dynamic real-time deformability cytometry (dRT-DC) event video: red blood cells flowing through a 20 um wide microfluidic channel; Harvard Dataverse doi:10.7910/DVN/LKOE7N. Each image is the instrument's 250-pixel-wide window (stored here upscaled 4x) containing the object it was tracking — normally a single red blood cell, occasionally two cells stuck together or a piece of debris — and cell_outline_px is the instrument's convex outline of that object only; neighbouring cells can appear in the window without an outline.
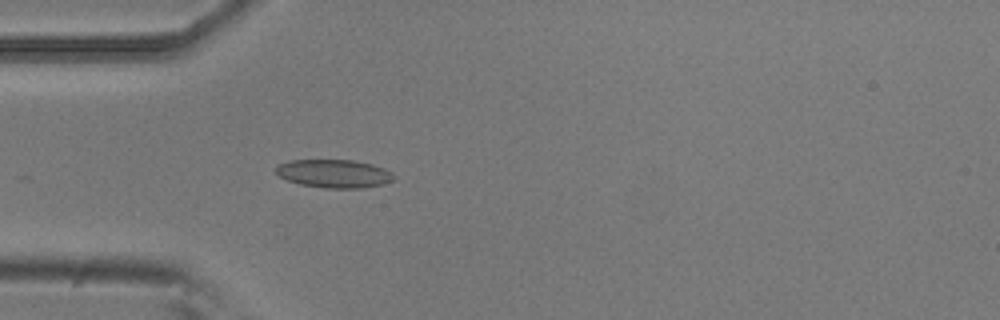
{"species": "common noctule bat (a hibernating species)", "species_latin": "Nyctalus noctula", "temperature_condition": "room temperature", "stored_images_in_passage": 20, "camera_frame_rate_fps": 3000, "um_per_image_px": 0.085, "animal": {"sex": "male", "body_mass_g": 20.5, "forearm_length_mm": 52.5}, "frame": {"image": 1, "passage_image": 7, "time_ms": 2.0, "image_size_px": [1000, 320], "cell_outline_px": [[396, 180], [384, 184], [360, 188], [324, 188], [300, 184], [288, 180], [280, 176], [276, 172], [276, 164], [288, 160], [352, 160], [372, 164], [384, 168], [392, 172], [396, 176]], "centroid_in_image_um": [28.42, 14.75], "position_along_channel_um": 56.6, "area_um2": 19.59}}
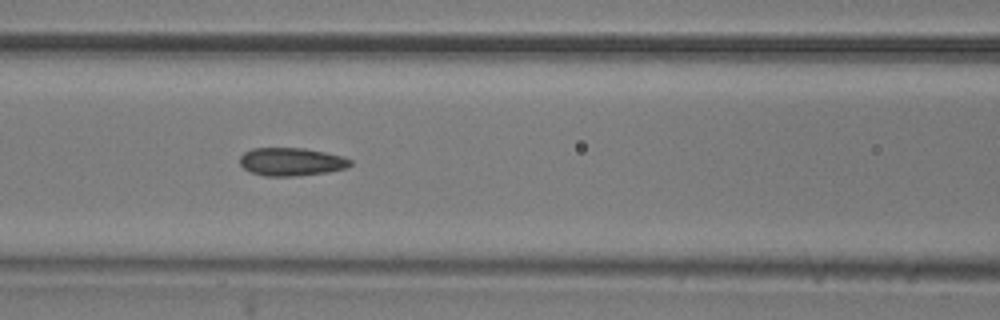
{"frame": {"image": 2, "passage_image": 14, "time_ms": 4.333, "image_size_px": [1000, 320], "cell_outline_px": [[352, 164], [348, 168], [328, 172], [296, 176], [264, 176], [252, 172], [244, 168], [240, 164], [240, 156], [244, 152], [252, 148], [304, 148], [344, 156], [352, 160]], "centroid_in_image_um": [24.79, 13.75], "position_along_channel_um": 141.8, "area_um2": 18.21}}
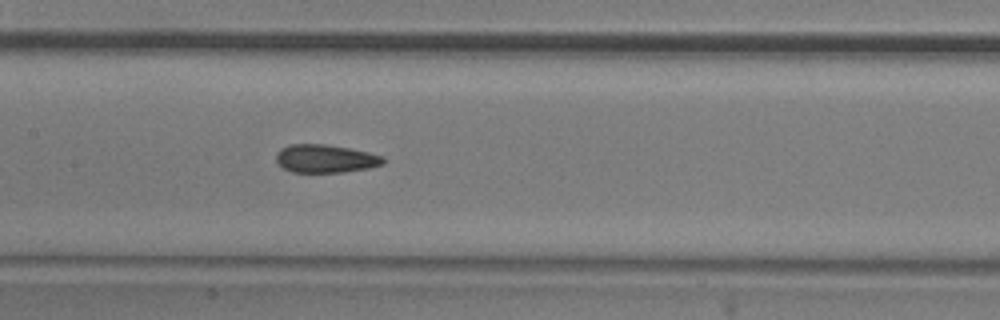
{"frame": {"image": 3, "passage_image": 17, "time_ms": 5.333, "image_size_px": [1000, 320], "cell_outline_px": [[384, 164], [368, 168], [344, 172], [292, 172], [284, 168], [276, 160], [276, 152], [280, 148], [292, 144], [324, 144], [348, 148], [368, 152], [384, 156]], "centroid_in_image_um": [27.66, 13.48], "position_along_channel_um": 179.7, "area_um2": 17.51}}